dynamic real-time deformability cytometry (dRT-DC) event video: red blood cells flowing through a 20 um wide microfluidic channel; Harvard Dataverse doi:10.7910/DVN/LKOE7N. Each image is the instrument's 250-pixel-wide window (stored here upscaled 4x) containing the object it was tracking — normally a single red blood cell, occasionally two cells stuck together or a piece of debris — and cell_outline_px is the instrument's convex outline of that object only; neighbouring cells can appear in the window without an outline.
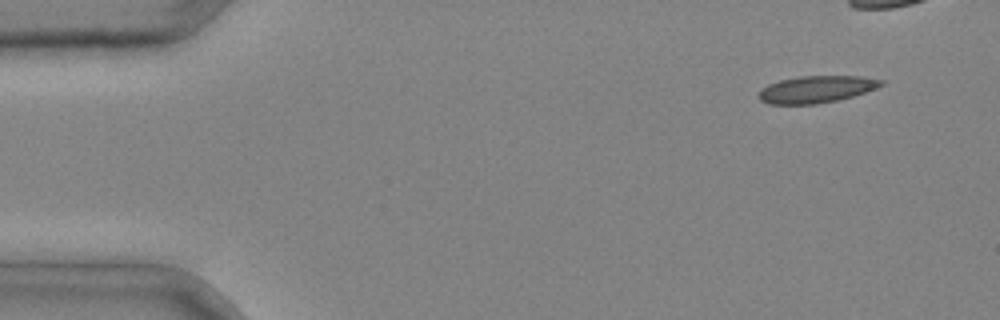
{"species": "common noctule bat (a hibernating species)", "species_latin": "Nyctalus noctula", "temperature_condition": "cold", "stored_images_in_passage": 3, "camera_frame_rate_fps": 3000, "um_per_image_px": 0.085, "animal": {"sex": "male", "body_mass_g": 20.4}, "frame": {"image": 1, "passage_image": 1, "time_ms": 0.0, "image_size_px": [1000, 320], "cell_outline_px": [[884, 84], [876, 88], [852, 96], [836, 100], [816, 104], [768, 104], [760, 100], [756, 96], [768, 84], [780, 80], [800, 76], [860, 76], [884, 80]], "centroid_in_image_um": [69.37, 7.59], "position_along_channel_um": 15.6, "area_um2": 19.13}}